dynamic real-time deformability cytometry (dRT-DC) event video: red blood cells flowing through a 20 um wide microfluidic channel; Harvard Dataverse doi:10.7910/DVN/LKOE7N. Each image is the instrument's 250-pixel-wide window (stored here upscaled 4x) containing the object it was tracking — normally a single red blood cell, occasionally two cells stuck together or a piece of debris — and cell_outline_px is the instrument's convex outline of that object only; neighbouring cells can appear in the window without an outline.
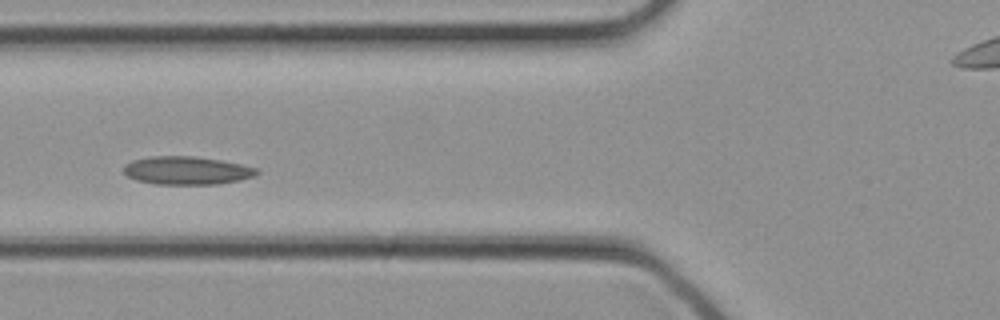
{"species": "common noctule bat (a hibernating species)", "species_latin": "Nyctalus noctula", "temperature_condition": "cold", "stored_images_in_passage": 31, "camera_frame_rate_fps": 3000, "um_per_image_px": 0.085, "animal": {"sex": "female", "body_mass_g": 21.9}, "frame": {"image": 1, "passage_image": 10, "time_ms": 3.0, "image_size_px": [1000, 320], "cell_outline_px": [[260, 172], [256, 176], [240, 180], [220, 184], [156, 184], [136, 180], [128, 176], [124, 172], [124, 164], [132, 160], [152, 156], [196, 156], [220, 160], [240, 164], [256, 168]], "centroid_in_image_um": [15.89, 14.49], "position_along_channel_um": 109.9, "area_um2": 21.91}}
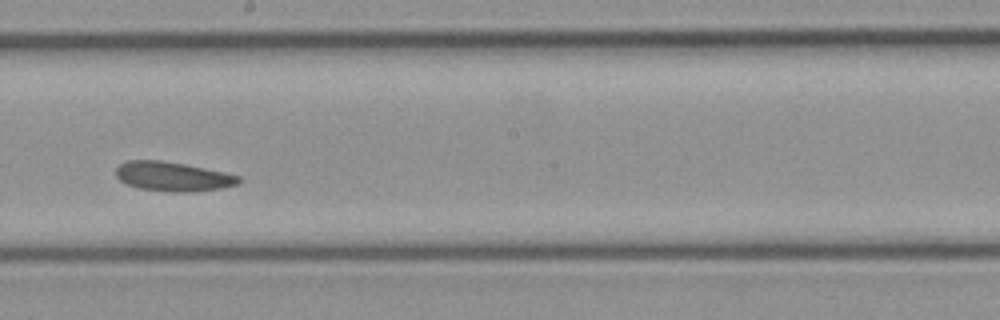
{"frame": {"image": 2, "passage_image": 16, "time_ms": 5.0, "image_size_px": [1000, 320], "cell_outline_px": [[240, 184], [220, 188], [196, 192], [172, 192], [140, 188], [128, 184], [120, 180], [116, 176], [116, 168], [120, 164], [128, 160], [160, 160], [184, 164], [224, 172], [240, 176]], "centroid_in_image_um": [14.71, 15.0], "position_along_channel_um": 233.5, "area_um2": 20.92}}
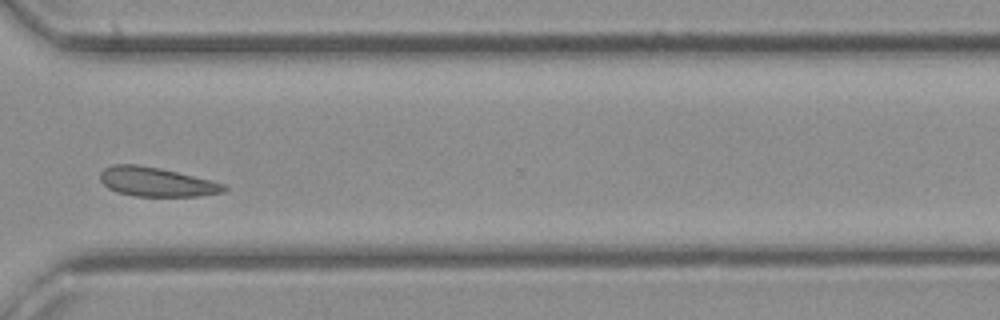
{"frame": {"image": 3, "passage_image": 22, "time_ms": 7.0, "image_size_px": [1000, 320], "cell_outline_px": [[228, 188], [224, 192], [200, 196], [132, 196], [116, 192], [108, 188], [100, 180], [100, 172], [104, 168], [112, 164], [136, 164], [160, 168], [212, 180], [224, 184]], "centroid_in_image_um": [13.28, 15.46], "position_along_channel_um": 357.3, "area_um2": 21.21}}